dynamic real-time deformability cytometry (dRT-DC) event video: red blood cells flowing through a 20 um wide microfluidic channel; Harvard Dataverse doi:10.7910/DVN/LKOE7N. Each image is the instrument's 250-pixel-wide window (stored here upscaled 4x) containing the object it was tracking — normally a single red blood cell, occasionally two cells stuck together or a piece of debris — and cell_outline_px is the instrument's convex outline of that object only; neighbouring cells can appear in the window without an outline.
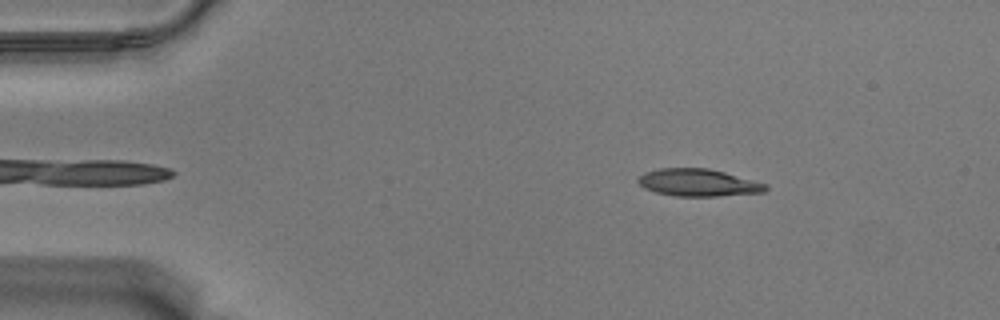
{"species": "Egyptian fruit bat (a non-hibernating species)", "species_latin": "Rousettus aegyptiacus", "temperature_condition": "warm", "stored_images_in_passage": 55, "camera_frame_rate_fps": 3000, "um_per_image_px": 0.085, "animal": {"sex": "male"}, "frame": {"image": 1, "passage_image": 7, "time_ms": 2.0, "image_size_px": [1000, 320], "cell_outline_px": [[768, 188], [764, 192], [716, 196], [676, 196], [656, 192], [644, 188], [636, 180], [644, 172], [660, 168], [708, 168], [724, 172], [768, 184]], "centroid_in_image_um": [59.34, 15.52], "position_along_channel_um": 25.7, "area_um2": 20.23}}
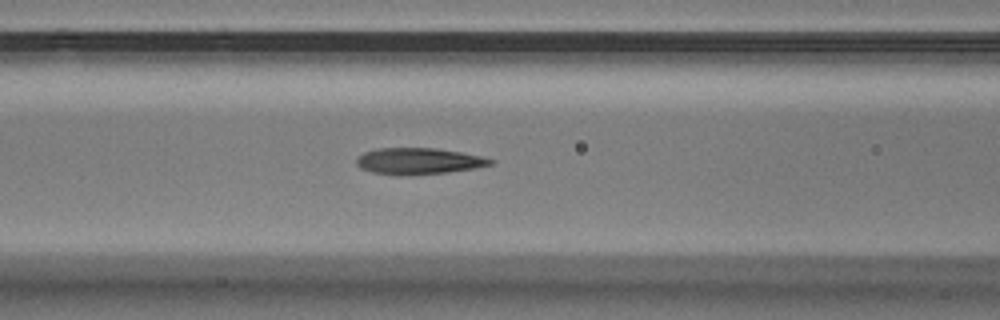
{"frame": {"image": 2, "passage_image": 22, "time_ms": 7.0, "image_size_px": [1000, 320], "cell_outline_px": [[496, 160], [492, 164], [472, 168], [448, 172], [408, 176], [396, 176], [372, 172], [360, 168], [356, 164], [356, 156], [364, 152], [380, 148], [436, 148], [460, 152], [480, 156]], "centroid_in_image_um": [35.52, 13.7], "position_along_channel_um": 131.1, "area_um2": 20.75}}
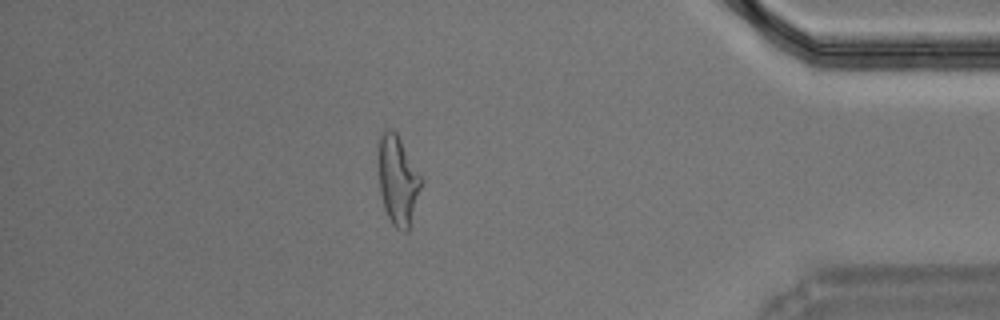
{"frame": {"image": 3, "passage_image": 48, "time_ms": 15.667, "image_size_px": [1000, 320], "cell_outline_px": [[424, 180], [408, 232], [404, 232], [396, 228], [392, 224], [384, 208], [380, 192], [380, 132], [384, 128], [388, 128], [396, 132]], "centroid_in_image_um": [33.85, 15.35], "position_along_channel_um": 401.3, "area_um2": 22.08}, "authors_computed_cell_mechanics": {"area_um2": 20.7502, "velocity_mm_per_s": 3.5351, "shape_relaxation_time_tau1_ms": 5.6616, "shape_relaxation_time_tau2_ms": 1.4126, "deformation_change_tau1": 0.2287, "deformation_change_tau2": 0.0883}}